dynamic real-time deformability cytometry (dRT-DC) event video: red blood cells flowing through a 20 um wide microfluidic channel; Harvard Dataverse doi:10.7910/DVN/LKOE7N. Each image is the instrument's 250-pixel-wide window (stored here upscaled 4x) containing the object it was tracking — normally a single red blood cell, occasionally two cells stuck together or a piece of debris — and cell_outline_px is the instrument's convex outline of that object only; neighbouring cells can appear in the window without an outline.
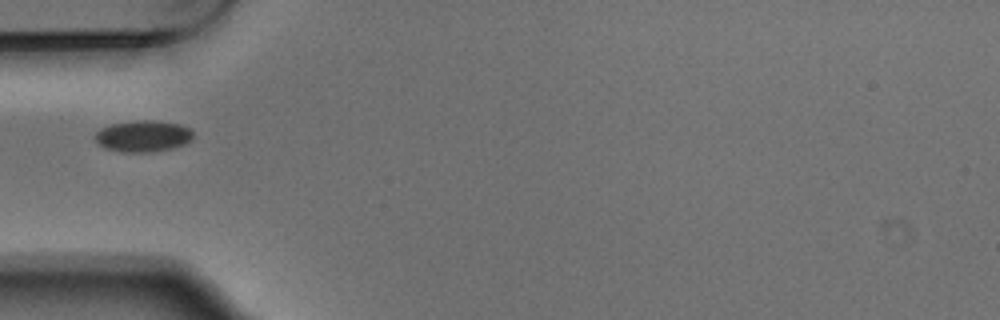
{"species": "Egyptian fruit bat (a non-hibernating species)", "species_latin": "Rousettus aegyptiacus", "temperature_condition": "warm", "stored_images_in_passage": 1, "camera_frame_rate_fps": 3000, "um_per_image_px": 0.085, "animal": {"sex": "male"}, "frame": {"image": 1, "passage_image": 1, "time_ms": 0.0, "image_size_px": [1000, 320], "cell_outline_px": [[192, 140], [184, 144], [172, 148], [152, 152], [120, 152], [104, 148], [96, 144], [92, 136], [100, 128], [112, 124], [136, 120], [156, 120], [180, 124], [192, 128]], "centroid_in_image_um": [12.12, 11.57], "position_along_channel_um": 72.9, "area_um2": 18.38}}